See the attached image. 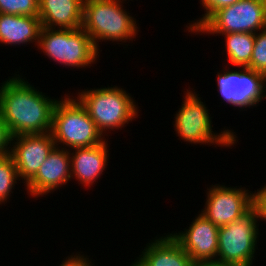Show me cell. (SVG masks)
I'll use <instances>...</instances> for the list:
<instances>
[{
  "label": "cell",
  "mask_w": 266,
  "mask_h": 266,
  "mask_svg": "<svg viewBox=\"0 0 266 266\" xmlns=\"http://www.w3.org/2000/svg\"><path fill=\"white\" fill-rule=\"evenodd\" d=\"M266 28V1L239 0L216 10L194 33H257Z\"/></svg>",
  "instance_id": "obj_8"
},
{
  "label": "cell",
  "mask_w": 266,
  "mask_h": 266,
  "mask_svg": "<svg viewBox=\"0 0 266 266\" xmlns=\"http://www.w3.org/2000/svg\"><path fill=\"white\" fill-rule=\"evenodd\" d=\"M239 0H200L202 4V8L204 9V14L202 15V18L196 19V21H190L191 23H188L187 31L190 34H194V32L218 9L232 5ZM193 23V24H192Z\"/></svg>",
  "instance_id": "obj_22"
},
{
  "label": "cell",
  "mask_w": 266,
  "mask_h": 266,
  "mask_svg": "<svg viewBox=\"0 0 266 266\" xmlns=\"http://www.w3.org/2000/svg\"><path fill=\"white\" fill-rule=\"evenodd\" d=\"M184 231L170 233L194 261L217 260L218 226L200 212Z\"/></svg>",
  "instance_id": "obj_12"
},
{
  "label": "cell",
  "mask_w": 266,
  "mask_h": 266,
  "mask_svg": "<svg viewBox=\"0 0 266 266\" xmlns=\"http://www.w3.org/2000/svg\"><path fill=\"white\" fill-rule=\"evenodd\" d=\"M253 209L259 221L266 222V184L253 193Z\"/></svg>",
  "instance_id": "obj_23"
},
{
  "label": "cell",
  "mask_w": 266,
  "mask_h": 266,
  "mask_svg": "<svg viewBox=\"0 0 266 266\" xmlns=\"http://www.w3.org/2000/svg\"><path fill=\"white\" fill-rule=\"evenodd\" d=\"M184 92L181 107L173 121V127L179 139L190 144H201V146L202 144L221 148L234 146L238 142L236 132L223 129L219 131L220 133H214L212 117L206 104L201 101L199 93L196 94L195 90L192 91L190 88Z\"/></svg>",
  "instance_id": "obj_5"
},
{
  "label": "cell",
  "mask_w": 266,
  "mask_h": 266,
  "mask_svg": "<svg viewBox=\"0 0 266 266\" xmlns=\"http://www.w3.org/2000/svg\"><path fill=\"white\" fill-rule=\"evenodd\" d=\"M38 50L58 64L76 69L92 66L97 62L99 51L84 29H50L42 27Z\"/></svg>",
  "instance_id": "obj_6"
},
{
  "label": "cell",
  "mask_w": 266,
  "mask_h": 266,
  "mask_svg": "<svg viewBox=\"0 0 266 266\" xmlns=\"http://www.w3.org/2000/svg\"><path fill=\"white\" fill-rule=\"evenodd\" d=\"M108 138L99 145L69 150L71 163V178H76L79 185L91 187L100 179L108 166ZM72 152V153H71ZM106 168V169H105Z\"/></svg>",
  "instance_id": "obj_14"
},
{
  "label": "cell",
  "mask_w": 266,
  "mask_h": 266,
  "mask_svg": "<svg viewBox=\"0 0 266 266\" xmlns=\"http://www.w3.org/2000/svg\"><path fill=\"white\" fill-rule=\"evenodd\" d=\"M55 147L50 132L12 137L10 154L14 159L18 177L24 181V185L37 174L39 167Z\"/></svg>",
  "instance_id": "obj_11"
},
{
  "label": "cell",
  "mask_w": 266,
  "mask_h": 266,
  "mask_svg": "<svg viewBox=\"0 0 266 266\" xmlns=\"http://www.w3.org/2000/svg\"><path fill=\"white\" fill-rule=\"evenodd\" d=\"M139 257L148 266H192L194 261L169 233L146 244Z\"/></svg>",
  "instance_id": "obj_16"
},
{
  "label": "cell",
  "mask_w": 266,
  "mask_h": 266,
  "mask_svg": "<svg viewBox=\"0 0 266 266\" xmlns=\"http://www.w3.org/2000/svg\"><path fill=\"white\" fill-rule=\"evenodd\" d=\"M258 228V218L253 208L240 219L221 226L217 260L232 266H252L258 249Z\"/></svg>",
  "instance_id": "obj_7"
},
{
  "label": "cell",
  "mask_w": 266,
  "mask_h": 266,
  "mask_svg": "<svg viewBox=\"0 0 266 266\" xmlns=\"http://www.w3.org/2000/svg\"><path fill=\"white\" fill-rule=\"evenodd\" d=\"M12 136L0 114V157L10 153Z\"/></svg>",
  "instance_id": "obj_24"
},
{
  "label": "cell",
  "mask_w": 266,
  "mask_h": 266,
  "mask_svg": "<svg viewBox=\"0 0 266 266\" xmlns=\"http://www.w3.org/2000/svg\"><path fill=\"white\" fill-rule=\"evenodd\" d=\"M17 168L14 159L9 153L0 157V205L6 204L10 200L11 193L17 184ZM9 199V200H8ZM6 202V203H5Z\"/></svg>",
  "instance_id": "obj_19"
},
{
  "label": "cell",
  "mask_w": 266,
  "mask_h": 266,
  "mask_svg": "<svg viewBox=\"0 0 266 266\" xmlns=\"http://www.w3.org/2000/svg\"><path fill=\"white\" fill-rule=\"evenodd\" d=\"M84 0H39L42 27L78 29L82 26Z\"/></svg>",
  "instance_id": "obj_15"
},
{
  "label": "cell",
  "mask_w": 266,
  "mask_h": 266,
  "mask_svg": "<svg viewBox=\"0 0 266 266\" xmlns=\"http://www.w3.org/2000/svg\"><path fill=\"white\" fill-rule=\"evenodd\" d=\"M0 13L39 16V0H0Z\"/></svg>",
  "instance_id": "obj_20"
},
{
  "label": "cell",
  "mask_w": 266,
  "mask_h": 266,
  "mask_svg": "<svg viewBox=\"0 0 266 266\" xmlns=\"http://www.w3.org/2000/svg\"><path fill=\"white\" fill-rule=\"evenodd\" d=\"M217 72V91L229 106L239 109L254 107L266 99V75L247 67ZM227 68V69H226Z\"/></svg>",
  "instance_id": "obj_9"
},
{
  "label": "cell",
  "mask_w": 266,
  "mask_h": 266,
  "mask_svg": "<svg viewBox=\"0 0 266 266\" xmlns=\"http://www.w3.org/2000/svg\"><path fill=\"white\" fill-rule=\"evenodd\" d=\"M41 28L39 17L0 13V44L26 46L35 42L38 45Z\"/></svg>",
  "instance_id": "obj_17"
},
{
  "label": "cell",
  "mask_w": 266,
  "mask_h": 266,
  "mask_svg": "<svg viewBox=\"0 0 266 266\" xmlns=\"http://www.w3.org/2000/svg\"><path fill=\"white\" fill-rule=\"evenodd\" d=\"M68 94L58 99L53 110L50 133L56 147L72 150L103 143L106 137L97 129L85 107L76 96Z\"/></svg>",
  "instance_id": "obj_3"
},
{
  "label": "cell",
  "mask_w": 266,
  "mask_h": 266,
  "mask_svg": "<svg viewBox=\"0 0 266 266\" xmlns=\"http://www.w3.org/2000/svg\"><path fill=\"white\" fill-rule=\"evenodd\" d=\"M129 266H148L140 257H137V259L134 260V263L132 262Z\"/></svg>",
  "instance_id": "obj_27"
},
{
  "label": "cell",
  "mask_w": 266,
  "mask_h": 266,
  "mask_svg": "<svg viewBox=\"0 0 266 266\" xmlns=\"http://www.w3.org/2000/svg\"><path fill=\"white\" fill-rule=\"evenodd\" d=\"M19 74L0 84V114L11 136L51 132L58 100L51 99ZM26 79V81H25Z\"/></svg>",
  "instance_id": "obj_1"
},
{
  "label": "cell",
  "mask_w": 266,
  "mask_h": 266,
  "mask_svg": "<svg viewBox=\"0 0 266 266\" xmlns=\"http://www.w3.org/2000/svg\"><path fill=\"white\" fill-rule=\"evenodd\" d=\"M77 95L76 98L85 107L104 137L109 136V130L121 129L138 117L139 107L131 94L115 85L82 89Z\"/></svg>",
  "instance_id": "obj_4"
},
{
  "label": "cell",
  "mask_w": 266,
  "mask_h": 266,
  "mask_svg": "<svg viewBox=\"0 0 266 266\" xmlns=\"http://www.w3.org/2000/svg\"><path fill=\"white\" fill-rule=\"evenodd\" d=\"M221 36L225 39L226 58L233 67H248L254 48L255 34L227 33Z\"/></svg>",
  "instance_id": "obj_18"
},
{
  "label": "cell",
  "mask_w": 266,
  "mask_h": 266,
  "mask_svg": "<svg viewBox=\"0 0 266 266\" xmlns=\"http://www.w3.org/2000/svg\"><path fill=\"white\" fill-rule=\"evenodd\" d=\"M207 190L201 214L218 227L240 219L253 208V192L245 187L212 184Z\"/></svg>",
  "instance_id": "obj_10"
},
{
  "label": "cell",
  "mask_w": 266,
  "mask_h": 266,
  "mask_svg": "<svg viewBox=\"0 0 266 266\" xmlns=\"http://www.w3.org/2000/svg\"><path fill=\"white\" fill-rule=\"evenodd\" d=\"M247 68L266 75V28L255 33L252 57Z\"/></svg>",
  "instance_id": "obj_21"
},
{
  "label": "cell",
  "mask_w": 266,
  "mask_h": 266,
  "mask_svg": "<svg viewBox=\"0 0 266 266\" xmlns=\"http://www.w3.org/2000/svg\"><path fill=\"white\" fill-rule=\"evenodd\" d=\"M123 1L126 0H84L81 27L98 51L99 42H133L138 35L140 28L129 11L123 9Z\"/></svg>",
  "instance_id": "obj_2"
},
{
  "label": "cell",
  "mask_w": 266,
  "mask_h": 266,
  "mask_svg": "<svg viewBox=\"0 0 266 266\" xmlns=\"http://www.w3.org/2000/svg\"><path fill=\"white\" fill-rule=\"evenodd\" d=\"M192 266H232L218 260L197 261Z\"/></svg>",
  "instance_id": "obj_26"
},
{
  "label": "cell",
  "mask_w": 266,
  "mask_h": 266,
  "mask_svg": "<svg viewBox=\"0 0 266 266\" xmlns=\"http://www.w3.org/2000/svg\"><path fill=\"white\" fill-rule=\"evenodd\" d=\"M71 179L70 151L55 147L25 189L28 195L38 198L67 185Z\"/></svg>",
  "instance_id": "obj_13"
},
{
  "label": "cell",
  "mask_w": 266,
  "mask_h": 266,
  "mask_svg": "<svg viewBox=\"0 0 266 266\" xmlns=\"http://www.w3.org/2000/svg\"><path fill=\"white\" fill-rule=\"evenodd\" d=\"M79 253V254H78ZM73 253V255L67 256L59 266H94V263L89 260V257L84 254H80V252ZM88 257V258H87Z\"/></svg>",
  "instance_id": "obj_25"
}]
</instances>
